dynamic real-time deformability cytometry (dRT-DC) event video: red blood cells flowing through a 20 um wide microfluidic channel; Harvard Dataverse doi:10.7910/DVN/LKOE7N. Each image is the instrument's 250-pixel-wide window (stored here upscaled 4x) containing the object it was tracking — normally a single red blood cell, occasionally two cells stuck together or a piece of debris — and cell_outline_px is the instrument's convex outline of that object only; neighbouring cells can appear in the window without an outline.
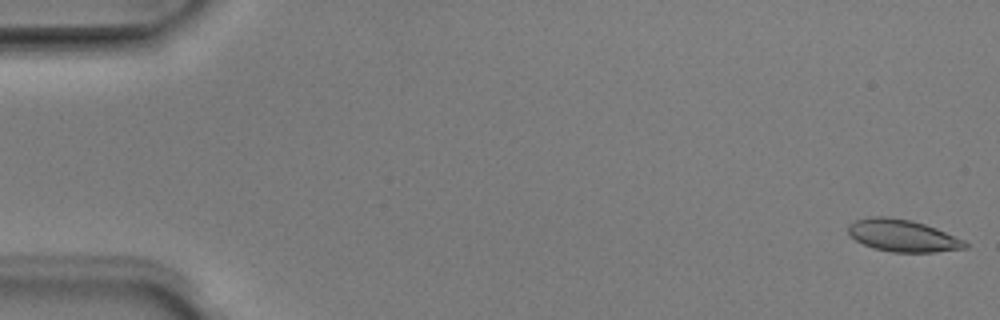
{"species": "Egyptian fruit bat (a non-hibernating species)", "species_latin": "Rousettus aegyptiacus", "temperature_condition": "room temperature", "stored_images_in_passage": 52, "camera_frame_rate_fps": 3000, "um_per_image_px": 0.085, "animal": {"sex": "male"}, "frame": {"image": 1, "passage_image": 1, "time_ms": 0.0, "image_size_px": [1000, 320], "cell_outline_px": [[968, 248], [936, 252], [892, 252], [872, 248], [856, 240], [848, 232], [848, 224], [856, 220], [872, 216], [888, 216], [912, 220], [936, 228], [964, 240], [968, 244]], "centroid_in_image_um": [76.73, 20.03], "position_along_channel_um": 8.3, "area_um2": 21.91}}
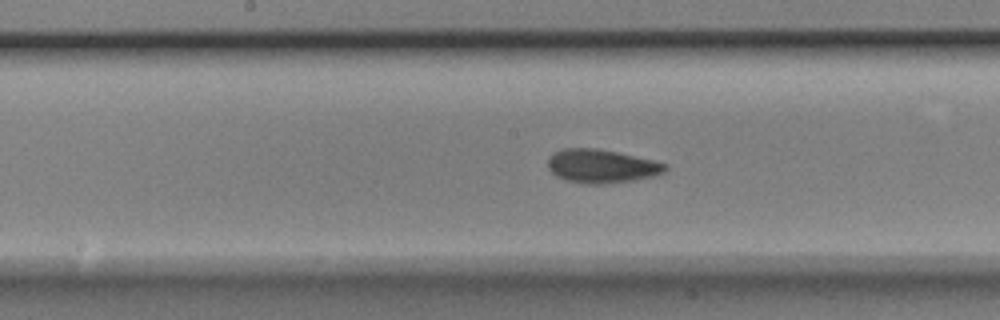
{"frame": {"image": 2, "passage_image": 26, "time_ms": 8.333, "image_size_px": [1000, 320], "cell_outline_px": [[668, 168], [664, 172], [652, 176], [632, 180], [600, 184], [584, 184], [568, 180], [556, 176], [548, 168], [548, 156], [552, 152], [564, 148], [596, 148], [616, 152], [652, 160], [668, 164]], "centroid_in_image_um": [51.09, 14.11], "position_along_channel_um": 197.1, "area_um2": 22.83}}
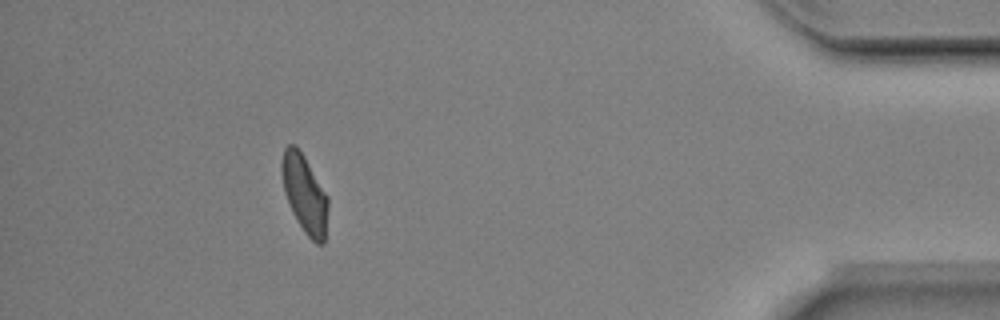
{"frame": {"image": 3, "passage_image": 46, "time_ms": 15.0, "image_size_px": [1000, 320], "cell_outline_px": [[328, 208], [324, 244], [316, 244], [304, 232], [292, 212], [284, 192], [280, 168], [280, 164], [284, 148], [288, 144], [296, 144], [304, 156], [328, 196]], "centroid_in_image_um": [25.88, 16.46], "position_along_channel_um": 409.3, "area_um2": 21.15}, "authors_computed_cell_mechanics": {"area_um2": 21.9062, "velocity_mm_per_s": 3.9937, "shape_relaxation_time_tau1_ms": 2.5934, "shape_relaxation_time_tau2_ms": 1.5884, "deformation_change_tau1": 0.1184, "deformation_change_tau2": 0.0658}}